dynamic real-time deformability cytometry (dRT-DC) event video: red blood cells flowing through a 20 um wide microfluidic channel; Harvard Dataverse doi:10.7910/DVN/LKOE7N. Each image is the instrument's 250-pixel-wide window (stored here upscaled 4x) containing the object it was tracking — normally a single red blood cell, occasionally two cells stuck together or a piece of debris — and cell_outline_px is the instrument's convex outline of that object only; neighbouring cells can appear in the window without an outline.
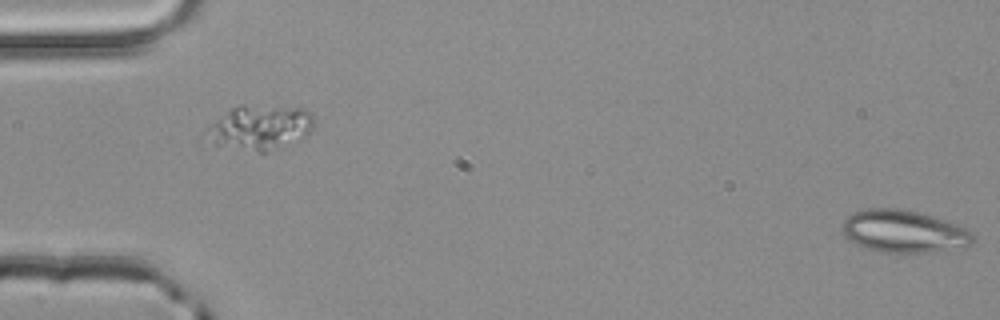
{"species": "common noctule bat (a hibernating species)", "species_latin": "Nyctalus noctula", "temperature_condition": "room temperature", "stored_images_in_passage": 9, "segment_of_instrument_passage": [2, 2], "camera_frame_rate_fps": 3000, "um_per_image_px": 0.085, "animal": {"sex": "male", "body_mass_g": 20.4}, "frame": {"image": 1, "passage_image": 9, "time_ms": 2.667, "image_size_px": [1000, 320], "cell_outline_px": [[976, 240], [972, 244], [964, 248], [928, 252], [884, 252], [864, 248], [856, 244], [844, 236], [840, 228], [844, 220], [848, 216], [856, 212], [868, 208], [900, 208], [932, 216], [956, 224], [972, 232], [976, 236]], "centroid_in_image_um": [76.84, 19.68], "position_along_channel_um": 8.2, "area_um2": 32.48}}